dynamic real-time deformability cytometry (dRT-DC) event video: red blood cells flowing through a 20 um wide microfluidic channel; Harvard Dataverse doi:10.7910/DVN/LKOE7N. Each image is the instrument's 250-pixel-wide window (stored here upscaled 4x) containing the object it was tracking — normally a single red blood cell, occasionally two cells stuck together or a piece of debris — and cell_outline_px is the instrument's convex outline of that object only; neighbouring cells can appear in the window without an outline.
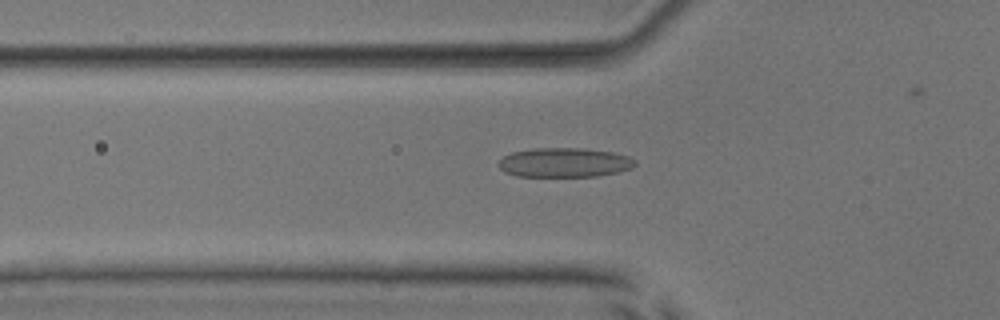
{"species": "common noctule bat (a hibernating species)", "species_latin": "Nyctalus noctula", "temperature_condition": "room temperature", "stored_images_in_passage": 46, "camera_frame_rate_fps": 3000, "um_per_image_px": 0.085, "animal": {"sex": "male", "body_mass_g": 17.9, "forearm_length_mm": 54.2}, "frame": {"image": 1, "passage_image": 18, "time_ms": 5.667, "image_size_px": [1000, 320], "cell_outline_px": [[636, 164], [632, 168], [616, 172], [596, 176], [516, 176], [504, 172], [496, 164], [504, 156], [512, 152], [532, 148], [580, 148], [612, 152], [628, 156], [636, 160]], "centroid_in_image_um": [47.95, 13.81], "position_along_channel_um": 77.9, "area_um2": 23.35}}
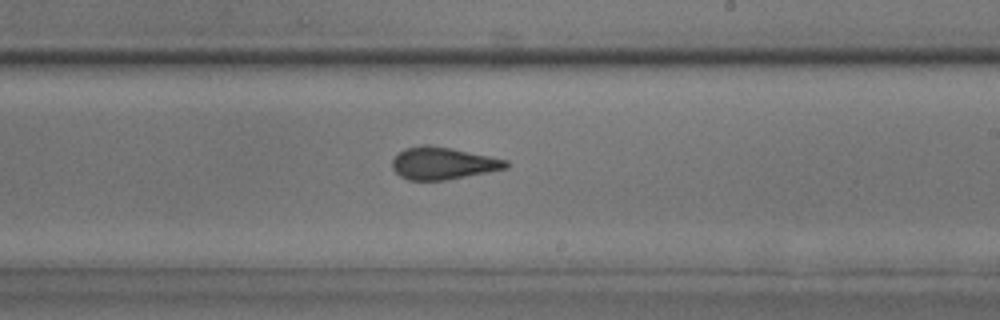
{"frame": {"image": 2, "passage_image": 31, "time_ms": 10.0, "image_size_px": [1000, 320], "cell_outline_px": [[512, 164], [508, 168], [488, 172], [444, 180], [408, 180], [400, 176], [392, 168], [392, 160], [404, 148], [424, 144], [428, 144], [452, 148], [508, 160]], "centroid_in_image_um": [37.67, 13.87], "position_along_channel_um": 251.3, "area_um2": 21.44}}
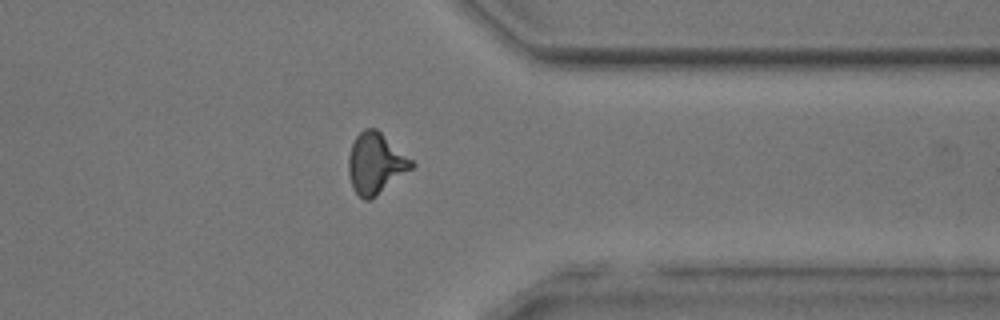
{"frame": {"image": 3, "passage_image": 41, "time_ms": 13.333, "image_size_px": [1000, 320], "cell_outline_px": [[416, 164], [412, 168], [372, 200], [364, 200], [352, 188], [348, 172], [348, 156], [352, 144], [356, 136], [364, 128], [376, 128], [412, 160]], "centroid_in_image_um": [31.91, 13.9], "position_along_channel_um": 379.5, "area_um2": 22.31}}